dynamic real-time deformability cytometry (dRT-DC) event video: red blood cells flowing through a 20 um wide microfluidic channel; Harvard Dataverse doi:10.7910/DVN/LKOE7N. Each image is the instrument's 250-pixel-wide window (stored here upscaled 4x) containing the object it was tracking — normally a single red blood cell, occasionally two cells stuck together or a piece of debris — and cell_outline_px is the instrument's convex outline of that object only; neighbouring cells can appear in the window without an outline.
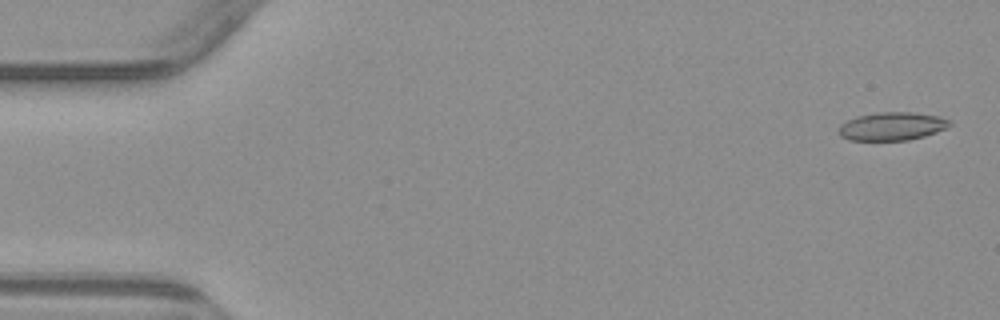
{"species": "common noctule bat (a hibernating species)", "species_latin": "Nyctalus noctula", "temperature_condition": "warm", "stored_images_in_passage": 6, "camera_frame_rate_fps": 3000, "um_per_image_px": 0.085, "animal": {"sex": "male", "body_mass_g": 23.1, "forearm_length_mm": 52.7}, "frame": {"image": 1, "passage_image": 1, "time_ms": 0.0, "image_size_px": [1000, 320], "cell_outline_px": [[952, 124], [936, 132], [924, 136], [908, 140], [848, 140], [840, 136], [836, 132], [840, 124], [856, 116], [876, 112], [912, 112], [940, 116], [948, 120]], "centroid_in_image_um": [75.76, 10.73], "position_along_channel_um": 9.2, "area_um2": 18.32}}
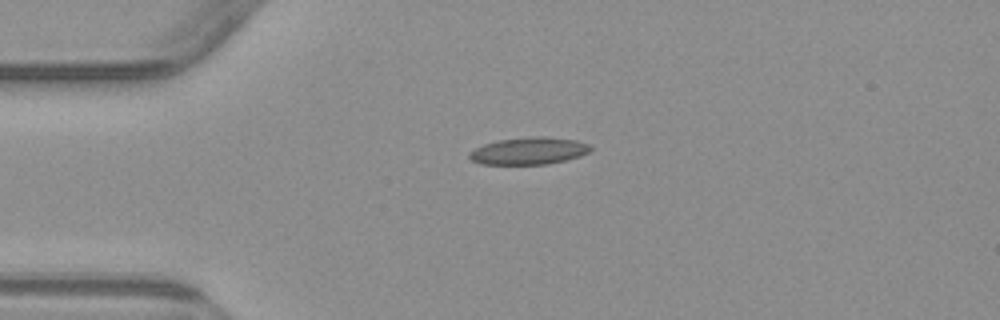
{"frame": {"image": 2, "passage_image": 4, "time_ms": 3.667, "image_size_px": [1000, 320], "cell_outline_px": [[592, 148], [588, 152], [580, 156], [548, 164], [480, 164], [472, 160], [468, 156], [468, 152], [484, 144], [496, 140], [528, 136], [544, 136], [576, 140], [588, 144]], "centroid_in_image_um": [44.93, 12.81], "position_along_channel_um": 40.1, "area_um2": 19.25}}
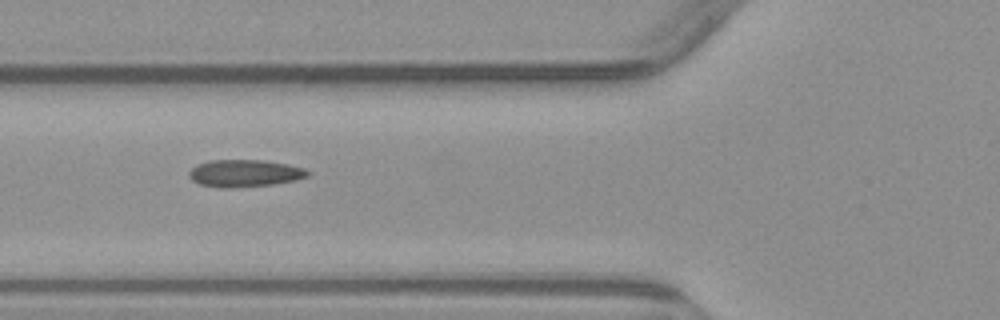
{"frame": {"image": 3, "passage_image": 6, "time_ms": 6.0, "image_size_px": [1000, 320], "cell_outline_px": [[312, 172], [308, 176], [296, 180], [272, 184], [232, 188], [220, 188], [200, 184], [192, 180], [188, 176], [188, 172], [196, 164], [208, 160], [264, 160], [288, 164], [304, 168]], "centroid_in_image_um": [20.79, 14.72], "position_along_channel_um": 105.0, "area_um2": 19.02}}